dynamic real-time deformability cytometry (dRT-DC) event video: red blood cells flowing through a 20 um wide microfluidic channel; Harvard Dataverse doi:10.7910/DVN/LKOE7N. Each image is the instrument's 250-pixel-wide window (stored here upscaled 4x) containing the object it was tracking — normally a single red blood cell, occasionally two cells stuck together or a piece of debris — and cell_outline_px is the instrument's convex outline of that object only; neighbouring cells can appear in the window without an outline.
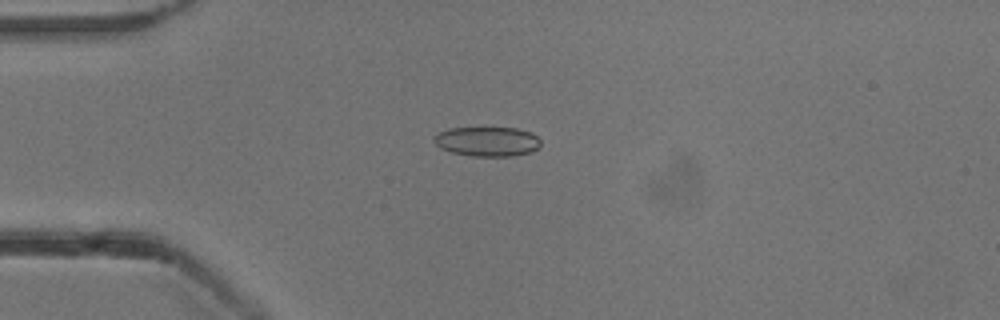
{"species": "common noctule bat (a hibernating species)", "species_latin": "Nyctalus noctula", "temperature_condition": "cold", "stored_images_in_passage": 33, "camera_frame_rate_fps": 3000, "um_per_image_px": 0.085, "animal": {"sex": "male", "body_mass_g": 13.3}, "frame": {"image": 1, "passage_image": 2, "time_ms": 0.333, "image_size_px": [1000, 320], "cell_outline_px": [[540, 144], [532, 152], [512, 156], [472, 156], [452, 152], [440, 148], [432, 140], [432, 136], [436, 132], [448, 128], [516, 128], [532, 132], [540, 140]], "centroid_in_image_um": [41.37, 12.02], "position_along_channel_um": 43.6, "area_um2": 18.55}}
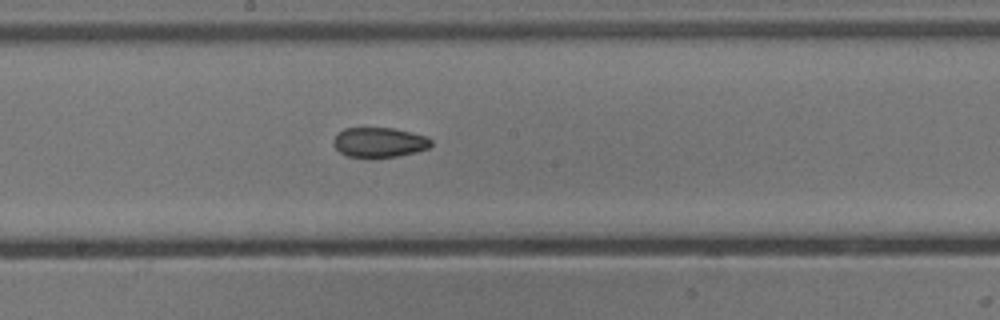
{"frame": {"image": 2, "passage_image": 17, "time_ms": 5.333, "image_size_px": [1000, 320], "cell_outline_px": [[432, 144], [428, 148], [416, 152], [396, 156], [348, 156], [340, 152], [332, 144], [332, 140], [344, 128], [392, 128], [428, 136], [432, 140]], "centroid_in_image_um": [32.26, 12.08], "position_along_channel_um": 215.9, "area_um2": 16.7}}
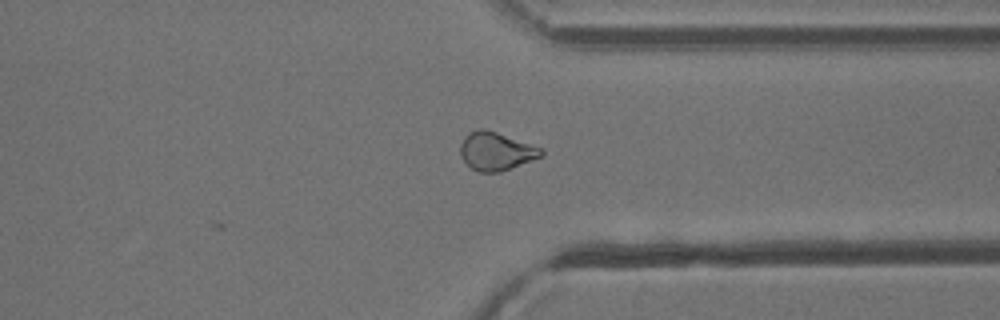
{"frame": {"image": 3, "passage_image": 29, "time_ms": 9.333, "image_size_px": [1000, 320], "cell_outline_px": [[544, 156], [500, 172], [480, 172], [472, 168], [460, 156], [460, 144], [464, 136], [468, 132], [480, 128], [484, 128], [544, 148]], "centroid_in_image_um": [42.18, 12.84], "position_along_channel_um": 369.2, "area_um2": 18.15}, "authors_computed_cell_mechanics": {"area_um2": 17.6868, "velocity_mm_per_s": 3.8606, "shape_relaxation_time_tau1_ms": null, "shape_relaxation_time_tau2_ms": 6.2047, "deformation_change_tau1": null, "deformation_change_tau2": 0.1079}}